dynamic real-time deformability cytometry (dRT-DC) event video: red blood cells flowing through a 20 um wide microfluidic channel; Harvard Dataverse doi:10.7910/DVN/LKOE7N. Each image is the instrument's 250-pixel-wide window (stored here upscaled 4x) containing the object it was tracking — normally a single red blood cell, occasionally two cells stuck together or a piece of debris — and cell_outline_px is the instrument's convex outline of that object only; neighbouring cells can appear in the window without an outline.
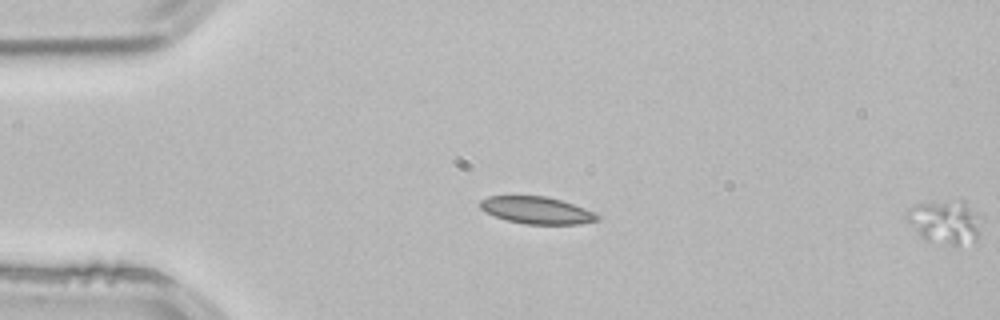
{"species": "common noctule bat (a hibernating species)", "species_latin": "Nyctalus noctula", "temperature_condition": "room temperature", "stored_images_in_passage": 3, "camera_frame_rate_fps": 3000, "um_per_image_px": 0.085, "animal": {"sex": "male", "body_mass_g": 21.5, "forearm_length_mm": 52.0}, "frame": {"image": 1, "passage_image": 1, "time_ms": 0.0, "image_size_px": [1000, 320], "cell_outline_px": [[984, 220], [980, 236], [976, 240], [956, 244], [948, 244], [928, 240], [920, 236], [904, 220], [904, 212], [916, 204], [960, 200], [964, 200], [984, 216]], "centroid_in_image_um": [80.39, 18.84], "position_along_channel_um": 4.6, "area_um2": 19.54}}
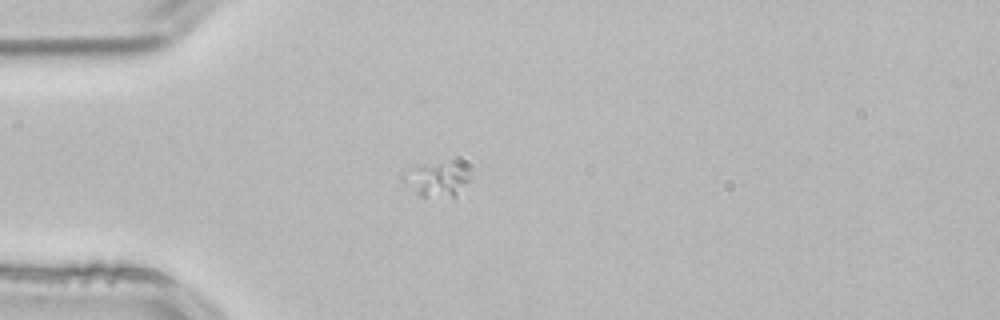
{"frame": {"image": 2, "passage_image": 3, "time_ms": 0.667, "image_size_px": [1000, 320], "cell_outline_px": [[472, 176], [456, 200], [420, 196], [400, 176], [416, 168], [452, 160]], "centroid_in_image_um": [37.26, 15.32], "position_along_channel_um": 47.7, "area_um2": 13.29}}